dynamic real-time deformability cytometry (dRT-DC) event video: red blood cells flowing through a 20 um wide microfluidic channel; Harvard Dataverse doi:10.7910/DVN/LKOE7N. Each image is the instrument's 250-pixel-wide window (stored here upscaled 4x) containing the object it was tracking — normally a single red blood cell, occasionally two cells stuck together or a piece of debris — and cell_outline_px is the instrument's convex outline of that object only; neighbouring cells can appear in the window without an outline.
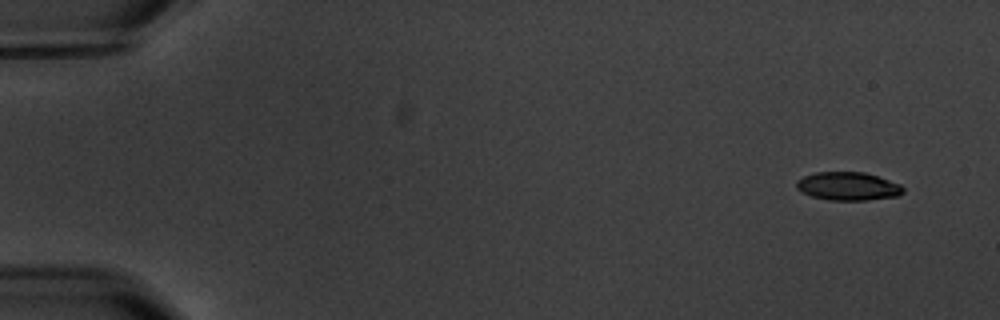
{"species": "common noctule bat (a hibernating species)", "species_latin": "Nyctalus noctula", "temperature_condition": "warm", "stored_images_in_passage": 5, "camera_frame_rate_fps": 3000, "um_per_image_px": 0.085, "animal": {"sex": "male", "body_mass_g": 20.1, "forearm_length_mm": 53.5}, "frame": {"image": 1, "passage_image": 1, "time_ms": 0.0, "image_size_px": [1000, 320], "cell_outline_px": [[904, 192], [896, 196], [868, 200], [828, 200], [812, 196], [800, 192], [796, 188], [796, 180], [804, 176], [816, 172], [864, 172], [900, 184], [904, 188]], "centroid_in_image_um": [72.05, 15.83], "position_along_channel_um": 13.0, "area_um2": 17.57}}
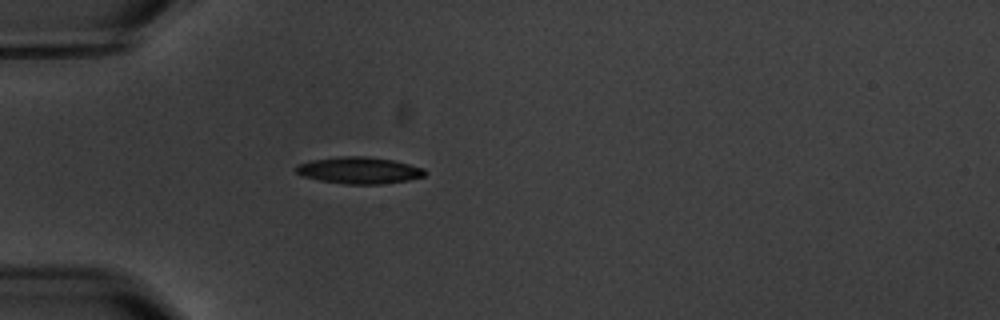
{"frame": {"image": 2, "passage_image": 5, "time_ms": 4.667, "image_size_px": [1000, 320], "cell_outline_px": [[428, 172], [424, 176], [408, 180], [380, 184], [344, 184], [320, 180], [304, 176], [296, 172], [292, 168], [296, 164], [312, 160], [340, 156], [364, 156], [392, 160], [424, 168]], "centroid_in_image_um": [30.5, 14.47], "position_along_channel_um": 54.5, "area_um2": 20.06}}